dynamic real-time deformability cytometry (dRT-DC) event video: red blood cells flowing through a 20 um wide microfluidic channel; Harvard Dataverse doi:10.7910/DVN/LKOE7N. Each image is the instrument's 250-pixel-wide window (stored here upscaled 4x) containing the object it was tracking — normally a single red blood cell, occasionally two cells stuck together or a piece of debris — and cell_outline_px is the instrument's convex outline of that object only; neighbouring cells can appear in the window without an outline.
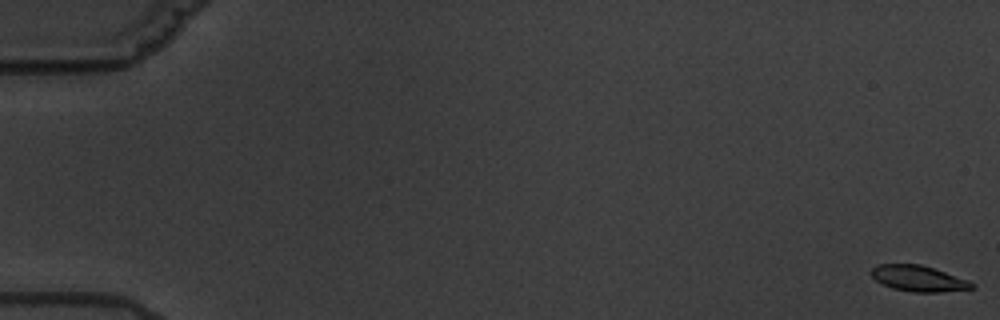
{"species": "common noctule bat (a hibernating species)", "species_latin": "Nyctalus noctula", "temperature_condition": "warm", "stored_images_in_passage": 9, "camera_frame_rate_fps": 3000, "um_per_image_px": 0.085, "animal": {"sex": "male", "body_mass_g": 19.5, "forearm_length_mm": 54.6}, "frame": {"image": 1, "passage_image": 1, "time_ms": 0.0, "image_size_px": [1000, 320], "cell_outline_px": [[976, 288], [940, 292], [912, 292], [892, 288], [876, 280], [868, 272], [876, 264], [920, 264], [968, 280], [976, 284]], "centroid_in_image_um": [78.06, 23.67], "position_along_channel_um": 6.9, "area_um2": 15.14}}
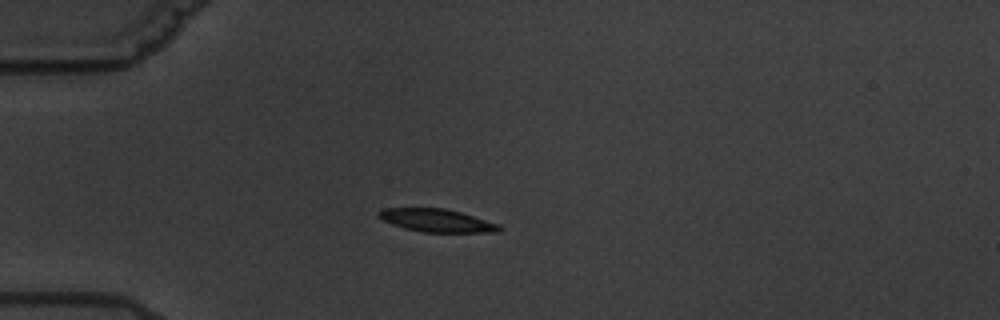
{"frame": {"image": 2, "passage_image": 6, "time_ms": 5.667, "image_size_px": [1000, 320], "cell_outline_px": [[504, 228], [500, 232], [424, 232], [404, 228], [392, 224], [376, 216], [376, 212], [384, 208], [444, 208], [460, 212], [500, 224]], "centroid_in_image_um": [37.14, 18.74], "position_along_channel_um": 47.9, "area_um2": 16.18}}